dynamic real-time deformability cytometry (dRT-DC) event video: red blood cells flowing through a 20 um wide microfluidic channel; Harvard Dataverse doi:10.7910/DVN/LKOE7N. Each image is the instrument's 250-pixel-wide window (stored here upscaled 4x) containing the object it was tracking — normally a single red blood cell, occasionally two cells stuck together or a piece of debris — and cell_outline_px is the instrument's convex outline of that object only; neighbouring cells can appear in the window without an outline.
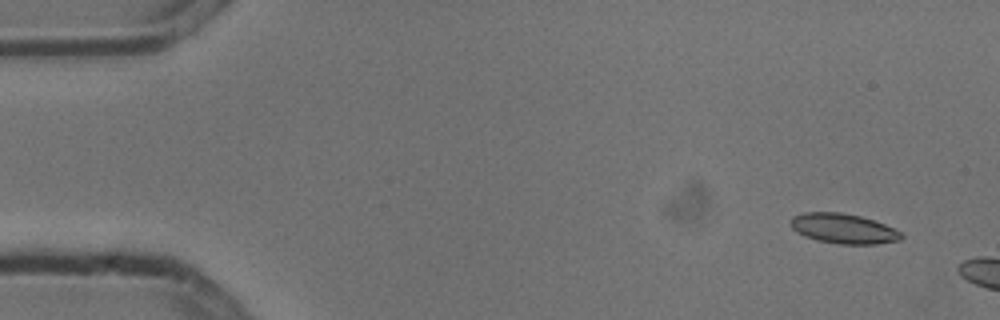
{"species": "common noctule bat (a hibernating species)", "species_latin": "Nyctalus noctula", "temperature_condition": "cold", "stored_images_in_passage": 4, "camera_frame_rate_fps": 3000, "um_per_image_px": 0.085, "animal": {"sex": "male", "body_mass_g": 13.3}, "frame": {"image": 1, "passage_image": 1, "time_ms": 0.0, "image_size_px": [1000, 320], "cell_outline_px": [[904, 236], [900, 240], [876, 244], [840, 244], [816, 240], [804, 236], [796, 232], [792, 228], [788, 220], [792, 216], [804, 212], [840, 212], [860, 216], [884, 224], [900, 232]], "centroid_in_image_um": [71.63, 19.43], "position_along_channel_um": 13.4, "area_um2": 19.36}}